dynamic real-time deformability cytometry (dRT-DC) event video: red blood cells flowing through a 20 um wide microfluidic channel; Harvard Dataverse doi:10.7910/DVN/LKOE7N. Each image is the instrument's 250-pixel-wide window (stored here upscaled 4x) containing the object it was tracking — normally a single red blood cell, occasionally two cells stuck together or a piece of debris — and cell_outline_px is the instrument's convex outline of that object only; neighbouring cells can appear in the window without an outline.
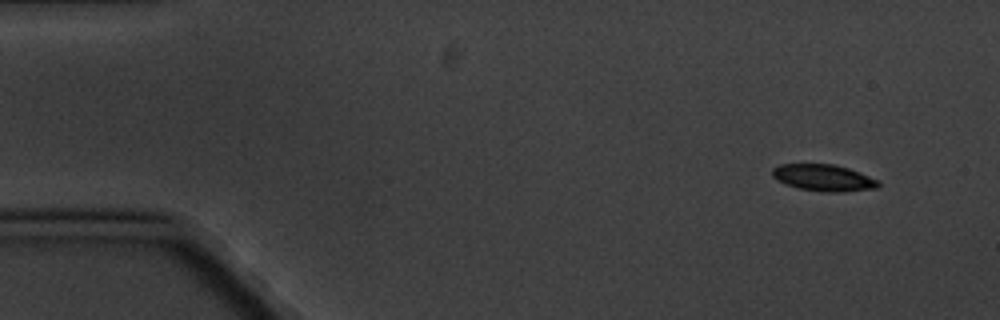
{"species": "common noctule bat (a hibernating species)", "species_latin": "Nyctalus noctula", "temperature_condition": "cold", "stored_images_in_passage": 10, "camera_frame_rate_fps": 3000, "um_per_image_px": 0.085, "animal": {"sex": "male", "body_mass_g": 20.1, "forearm_length_mm": 53.5}, "frame": {"image": 1, "passage_image": 1, "time_ms": 0.0, "image_size_px": [1000, 320], "cell_outline_px": [[880, 184], [876, 188], [844, 192], [824, 192], [800, 188], [776, 180], [772, 176], [772, 168], [780, 164], [832, 164], [848, 168], [860, 172], [880, 180]], "centroid_in_image_um": [70.03, 15.11], "position_along_channel_um": 15.0, "area_um2": 16.47}}
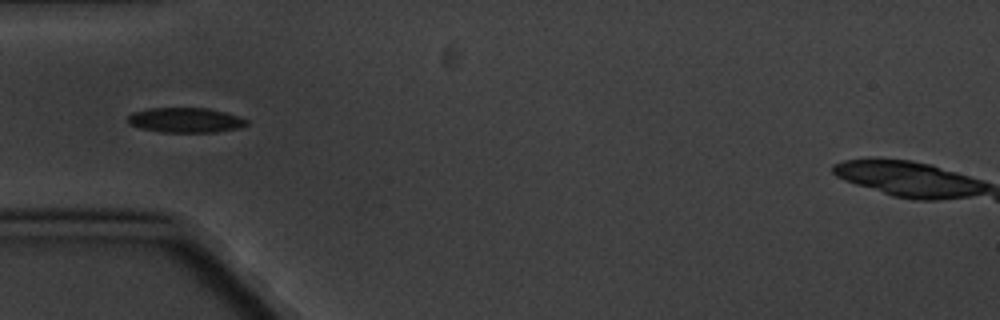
{"frame": {"image": 2, "passage_image": 5, "time_ms": 4.667, "image_size_px": [1000, 320], "cell_outline_px": [[248, 124], [240, 128], [216, 132], [160, 132], [140, 128], [128, 124], [124, 120], [132, 112], [148, 108], [208, 108], [224, 112], [248, 120]], "centroid_in_image_um": [15.71, 10.21], "position_along_channel_um": 69.3, "area_um2": 17.4}}
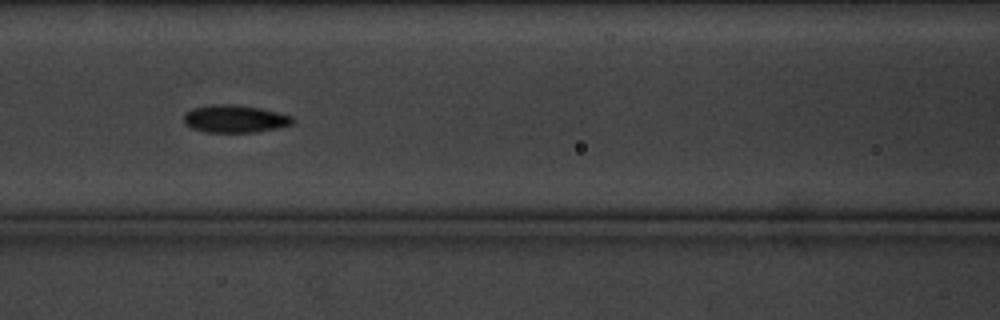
{"frame": {"image": 3, "passage_image": 7, "time_ms": 7.0, "image_size_px": [1000, 320], "cell_outline_px": [[296, 120], [292, 124], [280, 128], [256, 132], [204, 132], [192, 128], [184, 124], [184, 116], [192, 108], [212, 104], [232, 104], [260, 108], [292, 116]], "centroid_in_image_um": [19.98, 10.1], "position_along_channel_um": 146.6, "area_um2": 17.57}}